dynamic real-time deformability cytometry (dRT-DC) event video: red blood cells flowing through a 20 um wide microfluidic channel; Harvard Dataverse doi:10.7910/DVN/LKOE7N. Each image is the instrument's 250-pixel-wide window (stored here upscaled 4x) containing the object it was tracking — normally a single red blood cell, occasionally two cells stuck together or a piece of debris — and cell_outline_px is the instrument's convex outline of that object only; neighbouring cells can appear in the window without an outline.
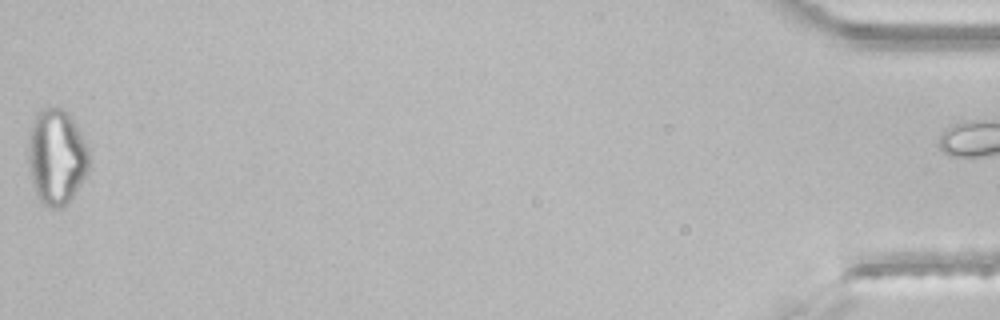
{"species": "common noctule bat (a hibernating species)", "species_latin": "Nyctalus noctula", "temperature_condition": "room temperature", "stored_images_in_passage": 37, "segment_of_instrument_passage": [2, 2], "camera_frame_rate_fps": 3000, "um_per_image_px": 0.085, "animal": {"sex": "male", "body_mass_g": 21.5, "forearm_length_mm": 52.0}, "frame": {"image": 1, "passage_image": 36, "time_ms": 11.667, "image_size_px": [1000, 320], "cell_outline_px": [[92, 156], [88, 172], [72, 196], [60, 208], [52, 208], [44, 204], [36, 196], [32, 184], [28, 156], [28, 144], [32, 124], [36, 112], [44, 108], [56, 104], [64, 108], [68, 112], [88, 144]], "centroid_in_image_um": [4.83, 13.27], "position_along_channel_um": 430.4, "area_um2": 34.45}}